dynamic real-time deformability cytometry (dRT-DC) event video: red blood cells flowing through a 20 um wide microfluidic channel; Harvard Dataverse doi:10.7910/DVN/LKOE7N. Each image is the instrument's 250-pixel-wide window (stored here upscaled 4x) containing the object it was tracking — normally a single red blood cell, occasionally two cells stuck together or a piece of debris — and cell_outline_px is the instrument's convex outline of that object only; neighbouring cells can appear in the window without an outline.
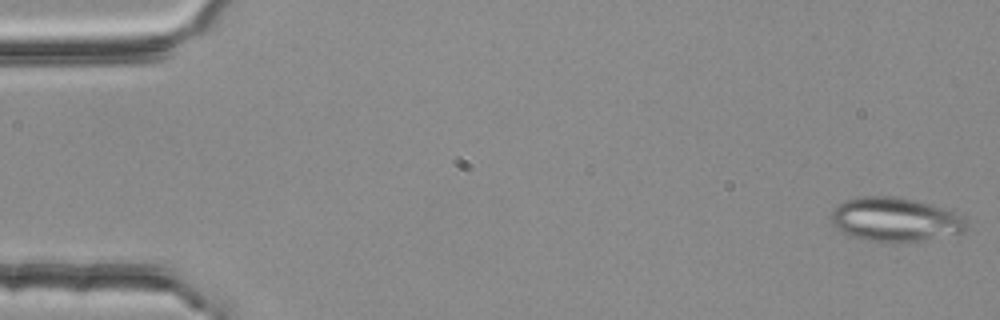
{"species": "common noctule bat (a hibernating species)", "species_latin": "Nyctalus noctula", "temperature_condition": "room temperature", "stored_images_in_passage": 4, "camera_frame_rate_fps": 3000, "um_per_image_px": 0.085, "animal": {"sex": "female", "body_mass_g": 25.1}, "frame": {"image": 1, "passage_image": 1, "time_ms": 0.0, "image_size_px": [1000, 320], "cell_outline_px": [[968, 228], [964, 232], [920, 240], [864, 240], [848, 236], [836, 228], [832, 224], [832, 212], [836, 204], [844, 200], [864, 196], [900, 196], [944, 208], [964, 216], [968, 224]], "centroid_in_image_um": [76.07, 18.63], "position_along_channel_um": 8.9, "area_um2": 34.45}}